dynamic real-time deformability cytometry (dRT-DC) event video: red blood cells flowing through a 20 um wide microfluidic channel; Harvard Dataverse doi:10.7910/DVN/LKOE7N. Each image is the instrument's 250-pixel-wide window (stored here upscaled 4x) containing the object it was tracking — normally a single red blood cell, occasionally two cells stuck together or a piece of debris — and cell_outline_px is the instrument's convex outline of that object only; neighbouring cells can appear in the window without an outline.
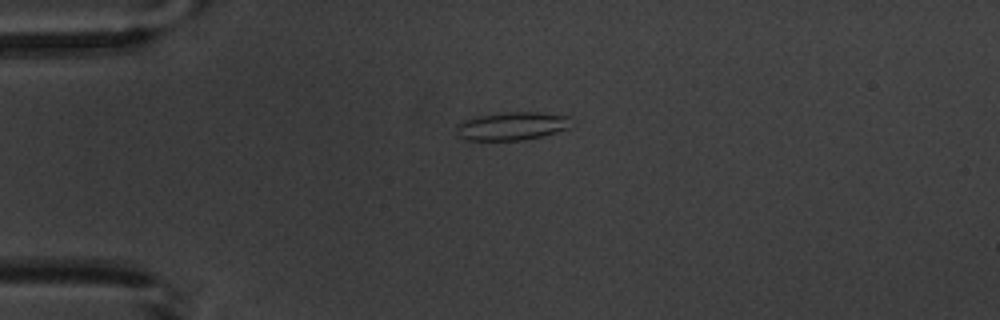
{"species": "common noctule bat (a hibernating species)", "species_latin": "Nyctalus noctula", "temperature_condition": "warm", "stored_images_in_passage": 3, "camera_frame_rate_fps": 3000, "um_per_image_px": 0.085, "animal": {"sex": "male", "body_mass_g": 20.1, "forearm_length_mm": 53.5}, "frame": {"image": 1, "passage_image": 1, "time_ms": 0.0, "image_size_px": [1000, 320], "cell_outline_px": [[572, 128], [524, 140], [468, 140], [456, 136], [456, 124], [460, 120], [476, 116], [504, 112], [536, 112], [568, 116]], "centroid_in_image_um": [43.45, 10.71], "position_along_channel_um": 41.6, "area_um2": 19.07}}
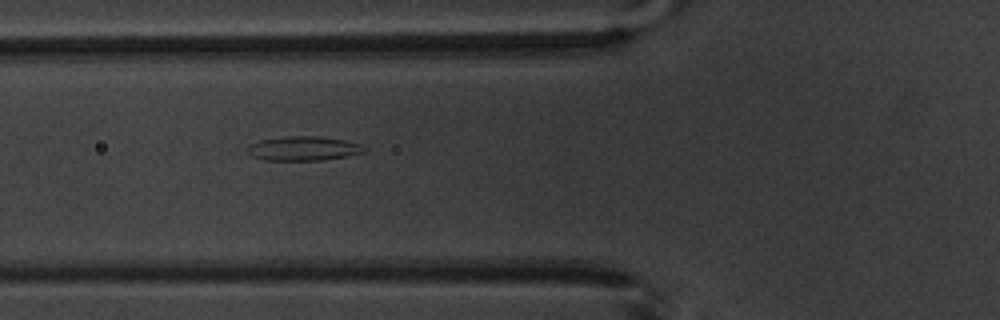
{"frame": {"image": 2, "passage_image": 3, "time_ms": 2.333, "image_size_px": [1000, 320], "cell_outline_px": [[368, 148], [364, 152], [348, 156], [320, 160], [264, 160], [252, 156], [248, 152], [248, 144], [260, 140], [284, 136], [320, 136], [344, 140], [360, 144]], "centroid_in_image_um": [25.8, 12.61], "position_along_channel_um": 100.0, "area_um2": 16.59}}